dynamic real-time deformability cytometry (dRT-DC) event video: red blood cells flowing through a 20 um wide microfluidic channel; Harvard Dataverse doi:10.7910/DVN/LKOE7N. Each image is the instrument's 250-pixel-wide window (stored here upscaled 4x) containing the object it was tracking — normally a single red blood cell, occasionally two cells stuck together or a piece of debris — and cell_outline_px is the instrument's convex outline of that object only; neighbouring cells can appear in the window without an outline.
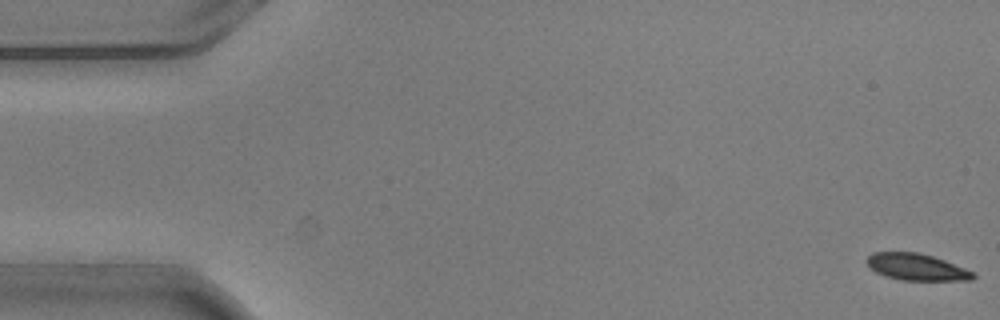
{"species": "common noctule bat (a hibernating species)", "species_latin": "Nyctalus noctula", "temperature_condition": "warm", "stored_images_in_passage": 5, "camera_frame_rate_fps": 3000, "um_per_image_px": 0.085, "animal": {"sex": "male", "body_mass_g": 20.5, "forearm_length_mm": 52.5}, "frame": {"image": 1, "passage_image": 1, "time_ms": 0.0, "image_size_px": [1000, 320], "cell_outline_px": [[976, 276], [972, 280], [900, 280], [876, 272], [864, 260], [872, 252], [920, 252], [944, 260], [964, 268], [972, 272]], "centroid_in_image_um": [77.89, 22.69], "position_along_channel_um": 7.1, "area_um2": 16.36}}